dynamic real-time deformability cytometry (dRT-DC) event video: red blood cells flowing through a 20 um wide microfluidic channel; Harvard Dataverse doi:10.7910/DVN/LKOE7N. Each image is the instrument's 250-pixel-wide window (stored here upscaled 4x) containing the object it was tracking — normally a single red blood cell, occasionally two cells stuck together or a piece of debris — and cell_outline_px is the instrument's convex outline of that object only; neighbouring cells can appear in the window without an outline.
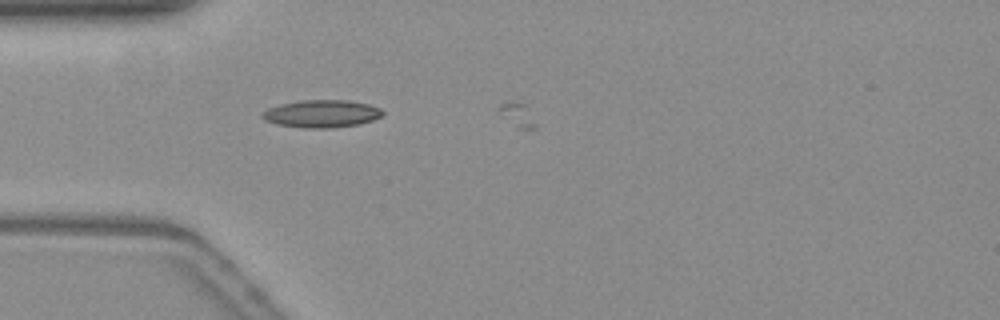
{"species": "common noctule bat (a hibernating species)", "species_latin": "Nyctalus noctula", "temperature_condition": "warm", "stored_images_in_passage": 9, "camera_frame_rate_fps": 3000, "um_per_image_px": 0.085, "animal": {"sex": "female", "body_mass_g": 19.3, "forearm_length_mm": 54.1}, "frame": {"image": 1, "passage_image": 8, "time_ms": 2.333, "image_size_px": [1000, 320], "cell_outline_px": [[384, 112], [380, 116], [372, 120], [356, 124], [328, 128], [304, 128], [276, 124], [264, 120], [260, 116], [268, 108], [280, 104], [300, 100], [348, 100], [368, 104], [380, 108]], "centroid_in_image_um": [27.3, 9.66], "position_along_channel_um": 57.7, "area_um2": 19.19}}